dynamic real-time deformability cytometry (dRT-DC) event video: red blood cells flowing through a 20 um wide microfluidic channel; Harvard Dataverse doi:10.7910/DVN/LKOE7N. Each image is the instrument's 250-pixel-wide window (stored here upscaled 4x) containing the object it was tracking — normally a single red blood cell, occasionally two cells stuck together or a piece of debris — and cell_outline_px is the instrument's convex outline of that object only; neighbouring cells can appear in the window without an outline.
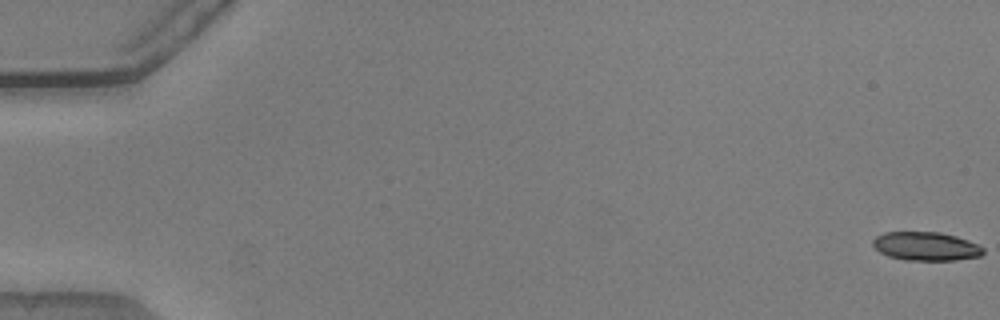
{"species": "common noctule bat (a hibernating species)", "species_latin": "Nyctalus noctula", "temperature_condition": "warm", "stored_images_in_passage": 54, "camera_frame_rate_fps": 3000, "um_per_image_px": 0.085, "animal": {"sex": "male", "body_mass_g": 20.5, "forearm_length_mm": 52.5}, "frame": {"image": 1, "passage_image": 1, "time_ms": 0.0, "image_size_px": [1000, 320], "cell_outline_px": [[984, 252], [980, 256], [956, 260], [904, 260], [888, 256], [880, 252], [872, 244], [872, 240], [876, 236], [884, 232], [940, 232], [956, 236], [968, 240], [984, 248]], "centroid_in_image_um": [78.69, 20.93], "position_along_channel_um": 6.3, "area_um2": 18.44}}
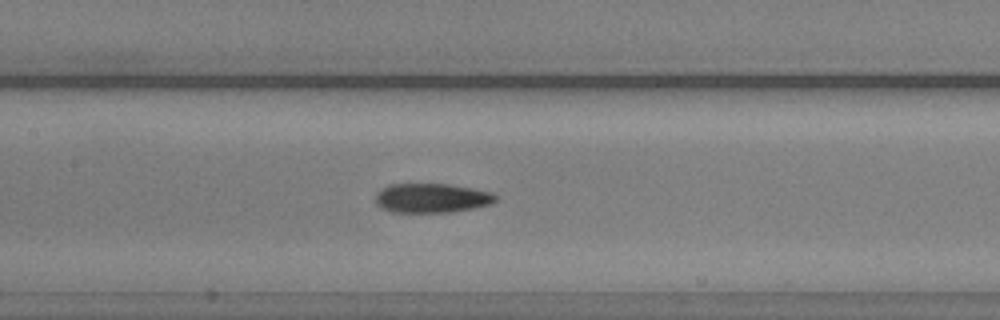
{"frame": {"image": 2, "passage_image": 27, "time_ms": 8.667, "image_size_px": [1000, 320], "cell_outline_px": [[496, 200], [492, 204], [476, 208], [448, 212], [392, 212], [380, 208], [376, 200], [376, 192], [380, 188], [388, 184], [448, 184], [472, 188], [492, 192], [496, 196]], "centroid_in_image_um": [36.68, 16.83], "position_along_channel_um": 170.7, "area_um2": 20.69}}
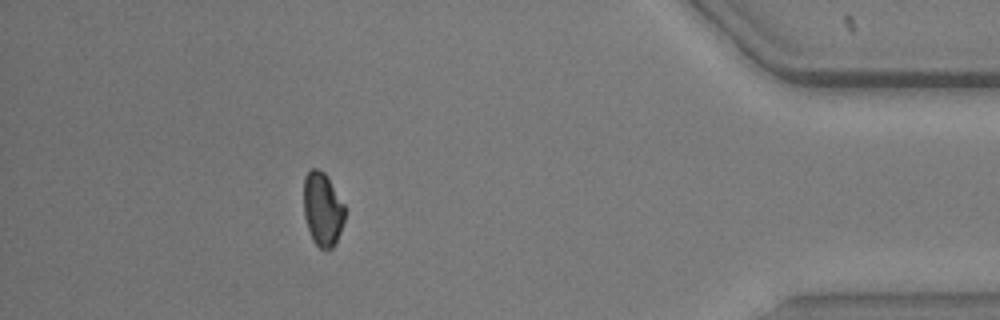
{"frame": {"image": 3, "passage_image": 49, "time_ms": 16.0, "image_size_px": [1000, 320], "cell_outline_px": [[344, 220], [336, 244], [332, 248], [320, 248], [312, 240], [304, 216], [304, 180], [308, 172], [312, 168], [316, 168], [324, 172], [328, 176], [344, 204]], "centroid_in_image_um": [27.42, 17.77], "position_along_channel_um": 407.8, "area_um2": 17.63}, "authors_computed_cell_mechanics": {"area_um2": 19.9121, "velocity_mm_per_s": 3.8579, "shape_relaxation_time_tau1_ms": null, "shape_relaxation_time_tau2_ms": 3.893, "deformation_change_tau1": null, "deformation_change_tau2": 0.1102}}